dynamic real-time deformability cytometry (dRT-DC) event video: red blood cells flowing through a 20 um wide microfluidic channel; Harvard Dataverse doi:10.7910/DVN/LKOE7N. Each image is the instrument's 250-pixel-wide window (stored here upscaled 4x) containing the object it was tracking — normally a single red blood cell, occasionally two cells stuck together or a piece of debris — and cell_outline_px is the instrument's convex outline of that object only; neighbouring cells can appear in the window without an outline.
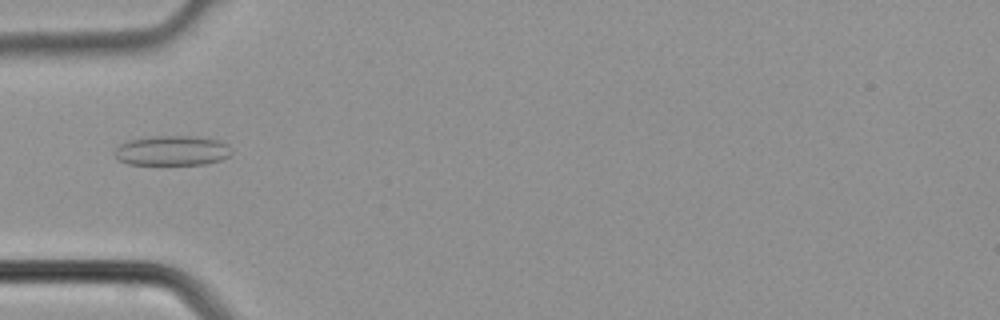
{"species": "common noctule bat (a hibernating species)", "species_latin": "Nyctalus noctula", "temperature_condition": "cold", "stored_images_in_passage": 4, "camera_frame_rate_fps": 3000, "um_per_image_px": 0.085, "animal": {"sex": "male", "body_mass_g": 21.5, "forearm_length_mm": 52.0}, "frame": {"image": 1, "passage_image": 4, "time_ms": 1.0, "image_size_px": [1000, 320], "cell_outline_px": [[232, 152], [228, 156], [220, 160], [204, 164], [128, 164], [116, 160], [116, 148], [120, 144], [128, 140], [152, 136], [192, 136], [220, 140], [228, 144], [232, 148]], "centroid_in_image_um": [14.64, 12.79], "position_along_channel_um": 70.4, "area_um2": 20.4}}